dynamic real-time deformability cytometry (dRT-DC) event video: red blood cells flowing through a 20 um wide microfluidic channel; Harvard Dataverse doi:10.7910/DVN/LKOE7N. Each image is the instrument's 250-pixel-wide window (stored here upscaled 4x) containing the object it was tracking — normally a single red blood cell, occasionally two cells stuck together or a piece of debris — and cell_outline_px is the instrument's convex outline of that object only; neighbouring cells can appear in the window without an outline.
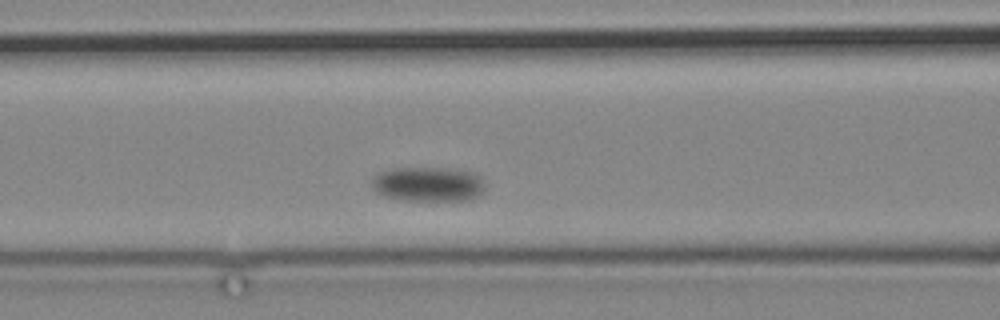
{"species": "common noctule bat (a hibernating species)", "species_latin": "Nyctalus noctula", "temperature_condition": "cold", "stored_images_in_passage": 3, "camera_frame_rate_fps": 3000, "um_per_image_px": 0.085, "animal": {"sex": "male", "body_mass_g": 19.2, "forearm_length_mm": 51.8}, "frame": {"image": 1, "passage_image": 3, "time_ms": 2.333, "image_size_px": [1000, 320], "cell_outline_px": [[484, 188], [480, 196], [468, 200], [404, 200], [384, 196], [376, 192], [372, 188], [372, 180], [380, 172], [392, 168], [440, 168], [472, 172], [480, 176], [484, 184]], "centroid_in_image_um": [36.39, 15.66], "position_along_channel_um": 130.2, "area_um2": 22.77}}